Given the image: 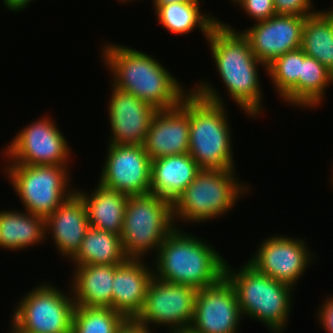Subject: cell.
Wrapping results in <instances>:
<instances>
[{
	"label": "cell",
	"instance_id": "obj_18",
	"mask_svg": "<svg viewBox=\"0 0 333 333\" xmlns=\"http://www.w3.org/2000/svg\"><path fill=\"white\" fill-rule=\"evenodd\" d=\"M90 227L83 200L74 192L66 201L45 218V239L52 235L59 256L71 258L79 250ZM48 234V235H47Z\"/></svg>",
	"mask_w": 333,
	"mask_h": 333
},
{
	"label": "cell",
	"instance_id": "obj_1",
	"mask_svg": "<svg viewBox=\"0 0 333 333\" xmlns=\"http://www.w3.org/2000/svg\"><path fill=\"white\" fill-rule=\"evenodd\" d=\"M102 59L112 85L153 105L157 110L181 104L191 92L152 55L119 43H103Z\"/></svg>",
	"mask_w": 333,
	"mask_h": 333
},
{
	"label": "cell",
	"instance_id": "obj_7",
	"mask_svg": "<svg viewBox=\"0 0 333 333\" xmlns=\"http://www.w3.org/2000/svg\"><path fill=\"white\" fill-rule=\"evenodd\" d=\"M172 203L155 194L130 195L125 208L122 247L129 258L155 255L175 228Z\"/></svg>",
	"mask_w": 333,
	"mask_h": 333
},
{
	"label": "cell",
	"instance_id": "obj_15",
	"mask_svg": "<svg viewBox=\"0 0 333 333\" xmlns=\"http://www.w3.org/2000/svg\"><path fill=\"white\" fill-rule=\"evenodd\" d=\"M306 17L276 14L242 31L255 57L269 65L275 58L301 48Z\"/></svg>",
	"mask_w": 333,
	"mask_h": 333
},
{
	"label": "cell",
	"instance_id": "obj_23",
	"mask_svg": "<svg viewBox=\"0 0 333 333\" xmlns=\"http://www.w3.org/2000/svg\"><path fill=\"white\" fill-rule=\"evenodd\" d=\"M12 210V211H11ZM0 211V247L17 251L45 242V218L19 210Z\"/></svg>",
	"mask_w": 333,
	"mask_h": 333
},
{
	"label": "cell",
	"instance_id": "obj_21",
	"mask_svg": "<svg viewBox=\"0 0 333 333\" xmlns=\"http://www.w3.org/2000/svg\"><path fill=\"white\" fill-rule=\"evenodd\" d=\"M74 268L70 290L75 306L112 308V284L118 265H80Z\"/></svg>",
	"mask_w": 333,
	"mask_h": 333
},
{
	"label": "cell",
	"instance_id": "obj_12",
	"mask_svg": "<svg viewBox=\"0 0 333 333\" xmlns=\"http://www.w3.org/2000/svg\"><path fill=\"white\" fill-rule=\"evenodd\" d=\"M271 236L260 242L247 262L258 272L294 288L316 255L303 239Z\"/></svg>",
	"mask_w": 333,
	"mask_h": 333
},
{
	"label": "cell",
	"instance_id": "obj_16",
	"mask_svg": "<svg viewBox=\"0 0 333 333\" xmlns=\"http://www.w3.org/2000/svg\"><path fill=\"white\" fill-rule=\"evenodd\" d=\"M110 88L112 90L107 109L111 133L108 143L143 145L151 120L158 110L133 94L113 85Z\"/></svg>",
	"mask_w": 333,
	"mask_h": 333
},
{
	"label": "cell",
	"instance_id": "obj_27",
	"mask_svg": "<svg viewBox=\"0 0 333 333\" xmlns=\"http://www.w3.org/2000/svg\"><path fill=\"white\" fill-rule=\"evenodd\" d=\"M306 54L301 48L286 52L267 65V75L283 101L299 107V75Z\"/></svg>",
	"mask_w": 333,
	"mask_h": 333
},
{
	"label": "cell",
	"instance_id": "obj_34",
	"mask_svg": "<svg viewBox=\"0 0 333 333\" xmlns=\"http://www.w3.org/2000/svg\"><path fill=\"white\" fill-rule=\"evenodd\" d=\"M6 10L20 12L28 7L33 0H2Z\"/></svg>",
	"mask_w": 333,
	"mask_h": 333
},
{
	"label": "cell",
	"instance_id": "obj_10",
	"mask_svg": "<svg viewBox=\"0 0 333 333\" xmlns=\"http://www.w3.org/2000/svg\"><path fill=\"white\" fill-rule=\"evenodd\" d=\"M198 290L191 286L162 281L153 277L148 285L145 302L135 320L143 326L166 327L169 333H183L194 318Z\"/></svg>",
	"mask_w": 333,
	"mask_h": 333
},
{
	"label": "cell",
	"instance_id": "obj_3",
	"mask_svg": "<svg viewBox=\"0 0 333 333\" xmlns=\"http://www.w3.org/2000/svg\"><path fill=\"white\" fill-rule=\"evenodd\" d=\"M220 21L211 29L206 39L216 71L219 72L218 76H221L230 99L234 100L247 116L260 117L264 110V99L258 67L263 66L267 72V66L255 57L248 39L240 30Z\"/></svg>",
	"mask_w": 333,
	"mask_h": 333
},
{
	"label": "cell",
	"instance_id": "obj_29",
	"mask_svg": "<svg viewBox=\"0 0 333 333\" xmlns=\"http://www.w3.org/2000/svg\"><path fill=\"white\" fill-rule=\"evenodd\" d=\"M125 320L112 308L75 306L71 333H116Z\"/></svg>",
	"mask_w": 333,
	"mask_h": 333
},
{
	"label": "cell",
	"instance_id": "obj_8",
	"mask_svg": "<svg viewBox=\"0 0 333 333\" xmlns=\"http://www.w3.org/2000/svg\"><path fill=\"white\" fill-rule=\"evenodd\" d=\"M3 171L26 212L46 218L74 192L67 165L6 164Z\"/></svg>",
	"mask_w": 333,
	"mask_h": 333
},
{
	"label": "cell",
	"instance_id": "obj_28",
	"mask_svg": "<svg viewBox=\"0 0 333 333\" xmlns=\"http://www.w3.org/2000/svg\"><path fill=\"white\" fill-rule=\"evenodd\" d=\"M333 85V73L315 58L305 56L299 75V107L315 109L323 102L326 88Z\"/></svg>",
	"mask_w": 333,
	"mask_h": 333
},
{
	"label": "cell",
	"instance_id": "obj_24",
	"mask_svg": "<svg viewBox=\"0 0 333 333\" xmlns=\"http://www.w3.org/2000/svg\"><path fill=\"white\" fill-rule=\"evenodd\" d=\"M200 2V0H191L166 4L155 11V17L159 24L173 34H189L198 27L207 39L211 29L220 19L210 13L202 12Z\"/></svg>",
	"mask_w": 333,
	"mask_h": 333
},
{
	"label": "cell",
	"instance_id": "obj_13",
	"mask_svg": "<svg viewBox=\"0 0 333 333\" xmlns=\"http://www.w3.org/2000/svg\"><path fill=\"white\" fill-rule=\"evenodd\" d=\"M107 145L98 183L129 196L150 193L151 159L144 145Z\"/></svg>",
	"mask_w": 333,
	"mask_h": 333
},
{
	"label": "cell",
	"instance_id": "obj_30",
	"mask_svg": "<svg viewBox=\"0 0 333 333\" xmlns=\"http://www.w3.org/2000/svg\"><path fill=\"white\" fill-rule=\"evenodd\" d=\"M232 3L240 5V9L256 22L276 15L273 0H233Z\"/></svg>",
	"mask_w": 333,
	"mask_h": 333
},
{
	"label": "cell",
	"instance_id": "obj_38",
	"mask_svg": "<svg viewBox=\"0 0 333 333\" xmlns=\"http://www.w3.org/2000/svg\"><path fill=\"white\" fill-rule=\"evenodd\" d=\"M331 177H332V178H331V182L333 183V170H332V175H331ZM332 183H331V185H333Z\"/></svg>",
	"mask_w": 333,
	"mask_h": 333
},
{
	"label": "cell",
	"instance_id": "obj_5",
	"mask_svg": "<svg viewBox=\"0 0 333 333\" xmlns=\"http://www.w3.org/2000/svg\"><path fill=\"white\" fill-rule=\"evenodd\" d=\"M245 263L233 270L226 262L224 271L235 290L243 318L260 321L271 333H283L293 306L294 288Z\"/></svg>",
	"mask_w": 333,
	"mask_h": 333
},
{
	"label": "cell",
	"instance_id": "obj_22",
	"mask_svg": "<svg viewBox=\"0 0 333 333\" xmlns=\"http://www.w3.org/2000/svg\"><path fill=\"white\" fill-rule=\"evenodd\" d=\"M93 190L89 194L75 189V193L85 204L90 227L120 235L129 195L108 189L99 183Z\"/></svg>",
	"mask_w": 333,
	"mask_h": 333
},
{
	"label": "cell",
	"instance_id": "obj_26",
	"mask_svg": "<svg viewBox=\"0 0 333 333\" xmlns=\"http://www.w3.org/2000/svg\"><path fill=\"white\" fill-rule=\"evenodd\" d=\"M301 49L333 73V7L305 18Z\"/></svg>",
	"mask_w": 333,
	"mask_h": 333
},
{
	"label": "cell",
	"instance_id": "obj_19",
	"mask_svg": "<svg viewBox=\"0 0 333 333\" xmlns=\"http://www.w3.org/2000/svg\"><path fill=\"white\" fill-rule=\"evenodd\" d=\"M144 258H128L118 264L112 286V309L126 319H135L143 308L153 267ZM151 268V269H150Z\"/></svg>",
	"mask_w": 333,
	"mask_h": 333
},
{
	"label": "cell",
	"instance_id": "obj_2",
	"mask_svg": "<svg viewBox=\"0 0 333 333\" xmlns=\"http://www.w3.org/2000/svg\"><path fill=\"white\" fill-rule=\"evenodd\" d=\"M200 81L189 93L188 153L201 169H235L226 104L213 84Z\"/></svg>",
	"mask_w": 333,
	"mask_h": 333
},
{
	"label": "cell",
	"instance_id": "obj_33",
	"mask_svg": "<svg viewBox=\"0 0 333 333\" xmlns=\"http://www.w3.org/2000/svg\"><path fill=\"white\" fill-rule=\"evenodd\" d=\"M153 329L143 326L135 319H126L116 333H152Z\"/></svg>",
	"mask_w": 333,
	"mask_h": 333
},
{
	"label": "cell",
	"instance_id": "obj_37",
	"mask_svg": "<svg viewBox=\"0 0 333 333\" xmlns=\"http://www.w3.org/2000/svg\"><path fill=\"white\" fill-rule=\"evenodd\" d=\"M118 1H120L121 3H122V2L125 3V2H128V1H129V2H131V1L133 2V1H136V0H118Z\"/></svg>",
	"mask_w": 333,
	"mask_h": 333
},
{
	"label": "cell",
	"instance_id": "obj_32",
	"mask_svg": "<svg viewBox=\"0 0 333 333\" xmlns=\"http://www.w3.org/2000/svg\"><path fill=\"white\" fill-rule=\"evenodd\" d=\"M317 321L326 333H333V294L318 308ZM323 327V328H322Z\"/></svg>",
	"mask_w": 333,
	"mask_h": 333
},
{
	"label": "cell",
	"instance_id": "obj_11",
	"mask_svg": "<svg viewBox=\"0 0 333 333\" xmlns=\"http://www.w3.org/2000/svg\"><path fill=\"white\" fill-rule=\"evenodd\" d=\"M58 128L48 115L23 127L3 151L5 164L68 165L72 150Z\"/></svg>",
	"mask_w": 333,
	"mask_h": 333
},
{
	"label": "cell",
	"instance_id": "obj_14",
	"mask_svg": "<svg viewBox=\"0 0 333 333\" xmlns=\"http://www.w3.org/2000/svg\"><path fill=\"white\" fill-rule=\"evenodd\" d=\"M243 316L232 284L223 276L217 283L198 290L192 333H237Z\"/></svg>",
	"mask_w": 333,
	"mask_h": 333
},
{
	"label": "cell",
	"instance_id": "obj_20",
	"mask_svg": "<svg viewBox=\"0 0 333 333\" xmlns=\"http://www.w3.org/2000/svg\"><path fill=\"white\" fill-rule=\"evenodd\" d=\"M200 171L189 153L151 160L150 193L173 204Z\"/></svg>",
	"mask_w": 333,
	"mask_h": 333
},
{
	"label": "cell",
	"instance_id": "obj_25",
	"mask_svg": "<svg viewBox=\"0 0 333 333\" xmlns=\"http://www.w3.org/2000/svg\"><path fill=\"white\" fill-rule=\"evenodd\" d=\"M129 257L122 247L120 235L89 227L77 253L71 258L75 266L118 265Z\"/></svg>",
	"mask_w": 333,
	"mask_h": 333
},
{
	"label": "cell",
	"instance_id": "obj_9",
	"mask_svg": "<svg viewBox=\"0 0 333 333\" xmlns=\"http://www.w3.org/2000/svg\"><path fill=\"white\" fill-rule=\"evenodd\" d=\"M37 285L19 299L12 324L24 333H71L75 309L71 290L64 293L52 282Z\"/></svg>",
	"mask_w": 333,
	"mask_h": 333
},
{
	"label": "cell",
	"instance_id": "obj_36",
	"mask_svg": "<svg viewBox=\"0 0 333 333\" xmlns=\"http://www.w3.org/2000/svg\"><path fill=\"white\" fill-rule=\"evenodd\" d=\"M10 328L11 330L9 331V333H24L13 324L10 325Z\"/></svg>",
	"mask_w": 333,
	"mask_h": 333
},
{
	"label": "cell",
	"instance_id": "obj_31",
	"mask_svg": "<svg viewBox=\"0 0 333 333\" xmlns=\"http://www.w3.org/2000/svg\"><path fill=\"white\" fill-rule=\"evenodd\" d=\"M313 0H273L276 14L308 17L313 15Z\"/></svg>",
	"mask_w": 333,
	"mask_h": 333
},
{
	"label": "cell",
	"instance_id": "obj_4",
	"mask_svg": "<svg viewBox=\"0 0 333 333\" xmlns=\"http://www.w3.org/2000/svg\"><path fill=\"white\" fill-rule=\"evenodd\" d=\"M180 228L178 224L167 235L154 255V277L197 290L217 283L224 276L225 258L205 239Z\"/></svg>",
	"mask_w": 333,
	"mask_h": 333
},
{
	"label": "cell",
	"instance_id": "obj_17",
	"mask_svg": "<svg viewBox=\"0 0 333 333\" xmlns=\"http://www.w3.org/2000/svg\"><path fill=\"white\" fill-rule=\"evenodd\" d=\"M143 145L151 160L188 153L189 94L180 105L154 114Z\"/></svg>",
	"mask_w": 333,
	"mask_h": 333
},
{
	"label": "cell",
	"instance_id": "obj_35",
	"mask_svg": "<svg viewBox=\"0 0 333 333\" xmlns=\"http://www.w3.org/2000/svg\"><path fill=\"white\" fill-rule=\"evenodd\" d=\"M185 1H191V0H152L153 8L156 11L160 6L170 4V3H175V2H185Z\"/></svg>",
	"mask_w": 333,
	"mask_h": 333
},
{
	"label": "cell",
	"instance_id": "obj_6",
	"mask_svg": "<svg viewBox=\"0 0 333 333\" xmlns=\"http://www.w3.org/2000/svg\"><path fill=\"white\" fill-rule=\"evenodd\" d=\"M235 173V169H201L172 204L175 226L183 220L193 224L208 222L232 211L240 197L250 191V186L240 183Z\"/></svg>",
	"mask_w": 333,
	"mask_h": 333
},
{
	"label": "cell",
	"instance_id": "obj_39",
	"mask_svg": "<svg viewBox=\"0 0 333 333\" xmlns=\"http://www.w3.org/2000/svg\"><path fill=\"white\" fill-rule=\"evenodd\" d=\"M183 333H192L191 331H189V330H186V331H184Z\"/></svg>",
	"mask_w": 333,
	"mask_h": 333
}]
</instances>
